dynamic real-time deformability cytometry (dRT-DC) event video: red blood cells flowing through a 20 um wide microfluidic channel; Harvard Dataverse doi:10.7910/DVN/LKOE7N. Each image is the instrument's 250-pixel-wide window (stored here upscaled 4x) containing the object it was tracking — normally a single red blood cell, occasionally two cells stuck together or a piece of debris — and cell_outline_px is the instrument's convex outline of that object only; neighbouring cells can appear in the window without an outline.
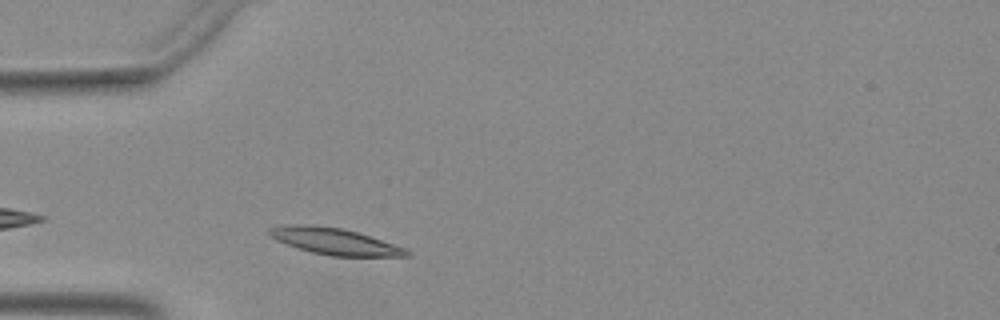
{"species": "Egyptian fruit bat (a non-hibernating species)", "species_latin": "Rousettus aegyptiacus", "temperature_condition": "warm", "stored_images_in_passage": 31, "camera_frame_rate_fps": 3000, "um_per_image_px": 0.085, "animal": {"sex": "female"}, "frame": {"image": 1, "passage_image": 3, "time_ms": 0.667, "image_size_px": [1000, 320], "cell_outline_px": [[412, 256], [332, 256], [312, 252], [276, 240], [268, 236], [268, 228], [296, 224], [308, 224], [340, 228], [356, 232], [404, 248], [412, 252]], "centroid_in_image_um": [28.42, 20.52], "position_along_channel_um": 56.6, "area_um2": 20.75}}
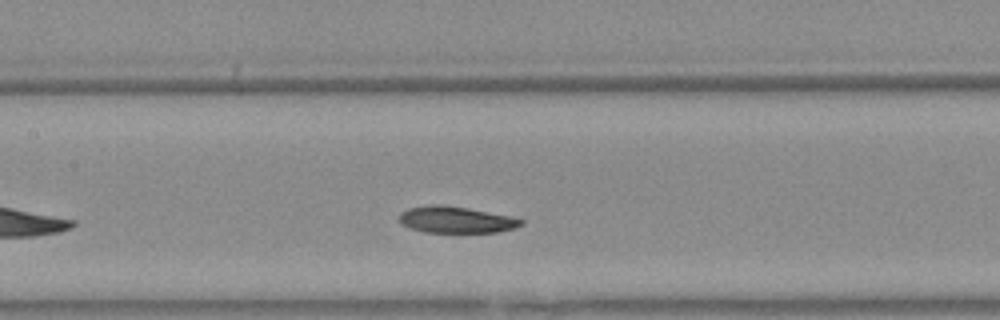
{"frame": {"image": 2, "passage_image": 12, "time_ms": 3.667, "image_size_px": [1000, 320], "cell_outline_px": [[524, 224], [512, 228], [496, 232], [424, 232], [400, 224], [400, 212], [408, 208], [428, 204], [444, 204], [468, 208], [508, 216], [524, 220]], "centroid_in_image_um": [38.71, 18.66], "position_along_channel_um": 168.7, "area_um2": 18.73}}
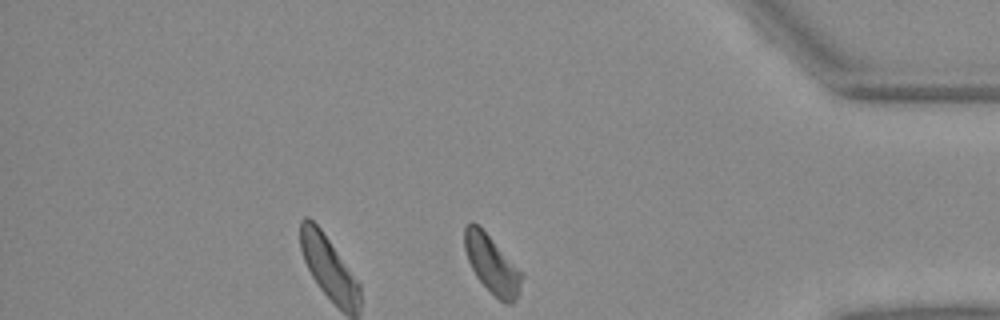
{"frame": {"image": 3, "passage_image": 31, "time_ms": 10.0, "image_size_px": [1000, 320], "cell_outline_px": [[524, 276], [520, 292], [516, 300], [512, 304], [504, 304], [476, 276], [468, 260], [464, 248], [464, 228], [468, 220], [472, 220], [492, 240]], "centroid_in_image_um": [41.81, 22.49], "position_along_channel_um": 393.4, "area_um2": 18.84}}